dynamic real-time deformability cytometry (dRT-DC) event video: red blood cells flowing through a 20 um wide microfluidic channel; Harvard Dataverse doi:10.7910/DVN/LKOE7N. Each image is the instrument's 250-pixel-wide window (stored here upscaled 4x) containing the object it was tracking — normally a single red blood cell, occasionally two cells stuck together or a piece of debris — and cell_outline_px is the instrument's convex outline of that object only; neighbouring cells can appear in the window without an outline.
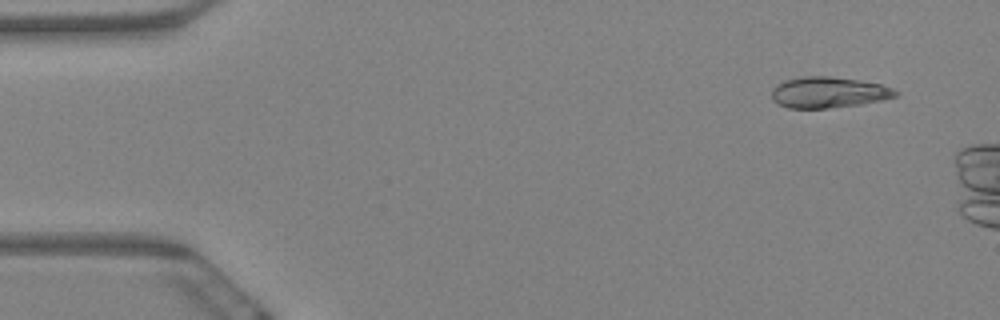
{"species": "Egyptian fruit bat (a non-hibernating species)", "species_latin": "Rousettus aegyptiacus", "temperature_condition": "warm", "stored_images_in_passage": 5, "camera_frame_rate_fps": 3000, "um_per_image_px": 0.085, "animal": {"sex": "female"}, "frame": {"image": 1, "passage_image": 2, "time_ms": 0.333, "image_size_px": [1000, 320], "cell_outline_px": [[900, 92], [896, 96], [880, 100], [860, 104], [828, 108], [788, 108], [776, 104], [772, 100], [772, 88], [784, 80], [804, 76], [832, 76], [860, 80], [880, 84], [892, 88]], "centroid_in_image_um": [70.39, 7.85], "position_along_channel_um": 14.6, "area_um2": 22.43}}